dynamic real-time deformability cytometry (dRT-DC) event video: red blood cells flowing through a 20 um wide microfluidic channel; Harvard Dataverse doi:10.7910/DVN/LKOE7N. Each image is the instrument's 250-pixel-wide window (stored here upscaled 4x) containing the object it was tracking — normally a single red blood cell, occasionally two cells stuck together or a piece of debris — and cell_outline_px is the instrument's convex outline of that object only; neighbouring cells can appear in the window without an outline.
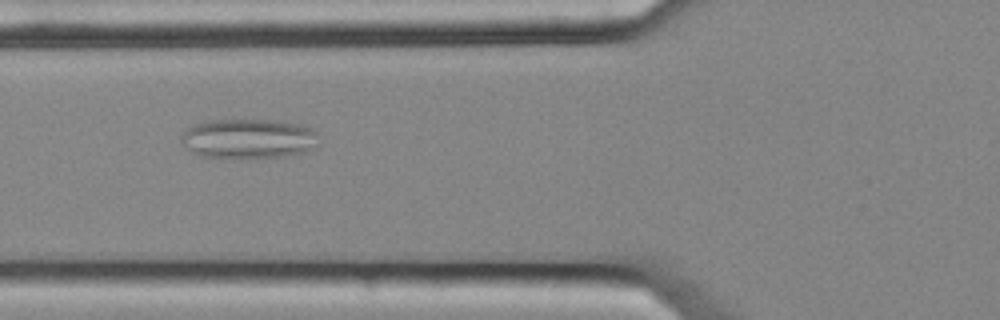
{"species": "common noctule bat (a hibernating species)", "species_latin": "Nyctalus noctula", "temperature_condition": "cold", "stored_images_in_passage": 46, "camera_frame_rate_fps": 3000, "um_per_image_px": 0.085, "animal": {"sex": "female", "body_mass_g": 25.1}, "frame": {"image": 1, "passage_image": 12, "time_ms": 3.667, "image_size_px": [1000, 320], "cell_outline_px": [[320, 144], [304, 152], [284, 156], [248, 160], [240, 160], [196, 156], [180, 140], [180, 136], [192, 124], [208, 120], [268, 120], [300, 124], [312, 128], [316, 132]], "centroid_in_image_um": [21.1, 11.82], "position_along_channel_um": 104.7, "area_um2": 32.77}}
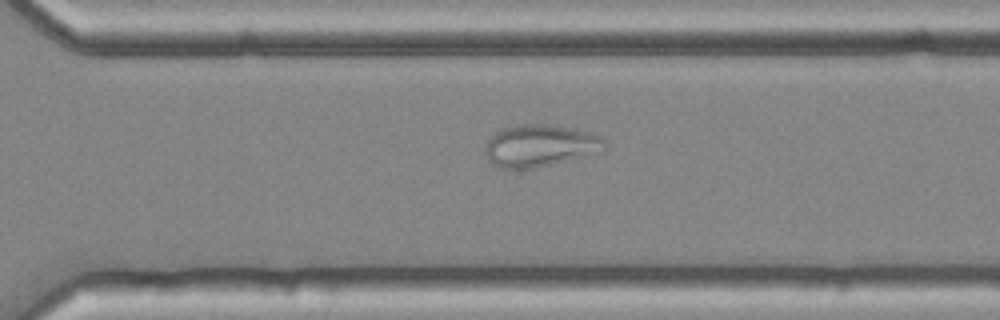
{"frame": {"image": 2, "passage_image": 30, "time_ms": 9.667, "image_size_px": [1000, 320], "cell_outline_px": [[608, 152], [532, 168], [500, 168], [492, 164], [488, 160], [484, 152], [484, 148], [488, 140], [500, 128], [508, 124], [552, 124], [576, 128], [600, 136], [608, 144]], "centroid_in_image_um": [45.96, 12.36], "position_along_channel_um": 324.6, "area_um2": 30.17}}
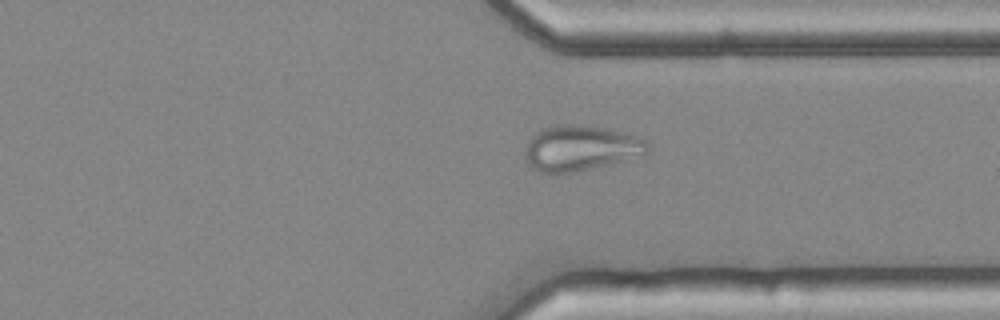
{"frame": {"image": 3, "passage_image": 33, "time_ms": 10.667, "image_size_px": [1000, 320], "cell_outline_px": [[648, 152], [644, 156], [572, 172], [552, 176], [540, 172], [532, 168], [528, 164], [524, 156], [524, 148], [528, 140], [536, 132], [544, 128], [556, 124], [580, 124], [608, 128], [644, 140], [648, 144]], "centroid_in_image_um": [49.28, 12.61], "position_along_channel_um": 362.1, "area_um2": 32.83}}